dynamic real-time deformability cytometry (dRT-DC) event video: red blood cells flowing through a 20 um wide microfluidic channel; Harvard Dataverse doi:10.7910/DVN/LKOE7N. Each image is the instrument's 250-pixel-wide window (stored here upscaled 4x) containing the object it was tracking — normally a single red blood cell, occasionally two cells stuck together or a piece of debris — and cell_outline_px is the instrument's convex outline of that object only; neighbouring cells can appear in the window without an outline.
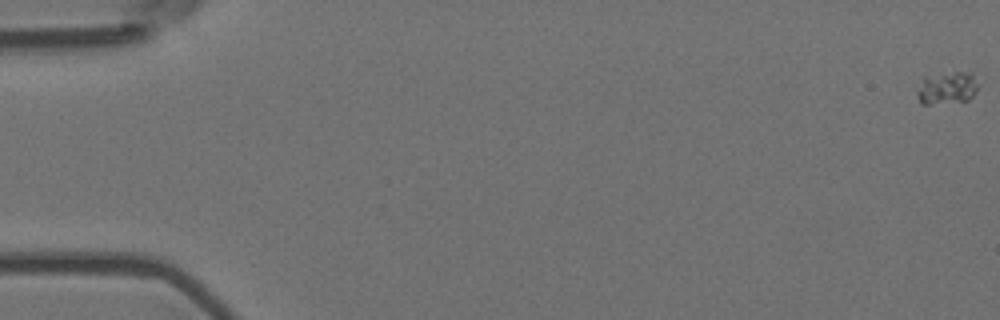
{"species": "Egyptian fruit bat (a non-hibernating species)", "species_latin": "Rousettus aegyptiacus", "temperature_condition": "room temperature", "stored_images_in_passage": 58, "camera_frame_rate_fps": 3000, "um_per_image_px": 0.085, "animal": {"sex": "female"}, "frame": {"image": 1, "passage_image": 1, "time_ms": 0.0, "image_size_px": [1000, 320], "cell_outline_px": [[976, 92], [968, 100], [928, 104], [920, 104], [916, 96], [916, 92], [924, 76], [956, 72], [972, 72], [976, 84]], "centroid_in_image_um": [80.45, 7.48], "position_along_channel_um": 4.6, "area_um2": 11.39}}
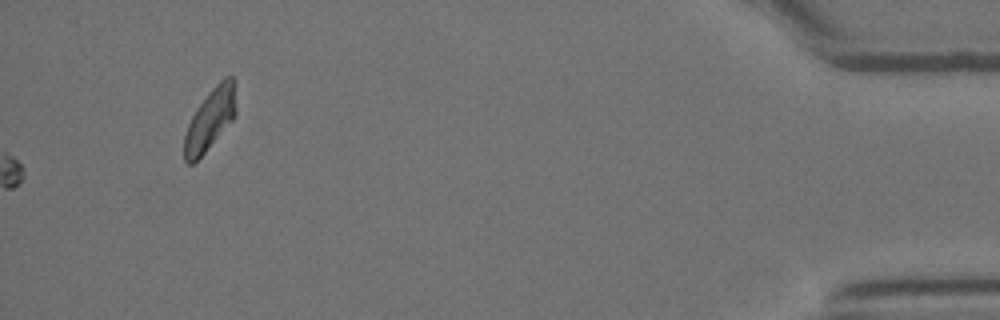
{"frame": {"image": 2, "passage_image": 58, "time_ms": 19.0, "image_size_px": [1000, 320], "cell_outline_px": [[236, 116], [204, 152], [192, 164], [188, 164], [184, 160], [184, 136], [188, 124], [192, 116], [200, 104], [212, 88], [224, 76], [232, 76], [236, 80]], "centroid_in_image_um": [17.9, 10.09], "position_along_channel_um": 417.3, "area_um2": 18.44}}